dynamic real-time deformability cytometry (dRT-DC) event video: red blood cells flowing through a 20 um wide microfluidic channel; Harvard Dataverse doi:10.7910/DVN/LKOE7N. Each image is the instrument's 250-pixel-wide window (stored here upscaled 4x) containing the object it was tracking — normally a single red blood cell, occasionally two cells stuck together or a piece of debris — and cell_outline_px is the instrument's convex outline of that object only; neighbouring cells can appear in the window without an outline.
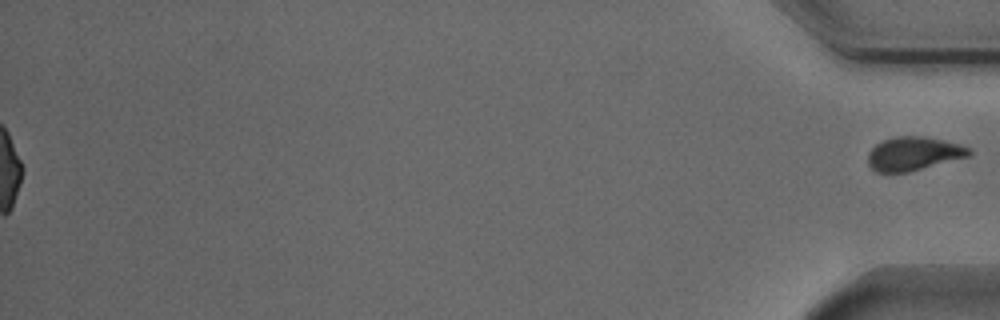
{"species": "Egyptian fruit bat (a non-hibernating species)", "species_latin": "Rousettus aegyptiacus", "temperature_condition": "cold", "stored_images_in_passage": 56, "segment_of_instrument_passage": [2, 2], "camera_frame_rate_fps": 3000, "um_per_image_px": 0.085, "animal": {"sex": "male"}, "frame": {"image": 1, "passage_image": 56, "time_ms": 18.333, "image_size_px": [1000, 320], "cell_outline_px": [[972, 152], [968, 156], [908, 172], [876, 172], [868, 164], [868, 152], [876, 144], [884, 140], [896, 136], [924, 136], [944, 140], [960, 144], [972, 148]], "centroid_in_image_um": [77.66, 13.05], "position_along_channel_um": 357.5, "area_um2": 19.77}}